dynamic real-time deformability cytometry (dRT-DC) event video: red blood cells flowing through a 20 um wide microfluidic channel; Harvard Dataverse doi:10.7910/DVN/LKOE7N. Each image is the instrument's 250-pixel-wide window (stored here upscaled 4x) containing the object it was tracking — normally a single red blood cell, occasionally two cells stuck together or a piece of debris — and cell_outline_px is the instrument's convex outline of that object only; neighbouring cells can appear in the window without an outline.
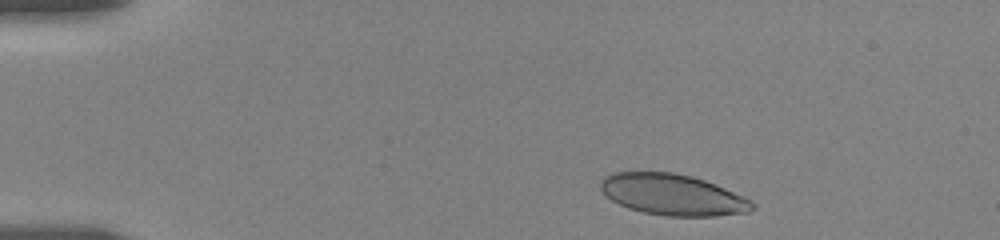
{"species": "human", "species_latin": "Homo sapiens", "temperature_condition": "room temperature", "stored_images_in_passage": 36, "camera_frame_rate_fps": 3000, "um_per_image_px": 0.085, "donor": {"sex": "female"}, "frame": {"image": 1, "passage_image": 3, "time_ms": 0.667, "image_size_px": [1000, 240], "cell_outline_px": [[756, 208], [748, 212], [716, 216], [664, 216], [644, 212], [628, 208], [612, 200], [600, 188], [600, 184], [604, 176], [612, 172], [672, 172], [692, 176], [704, 180], [724, 188], [752, 200], [756, 204]], "centroid_in_image_um": [57.2, 16.55], "position_along_channel_um": 27.8, "area_um2": 36.3}}
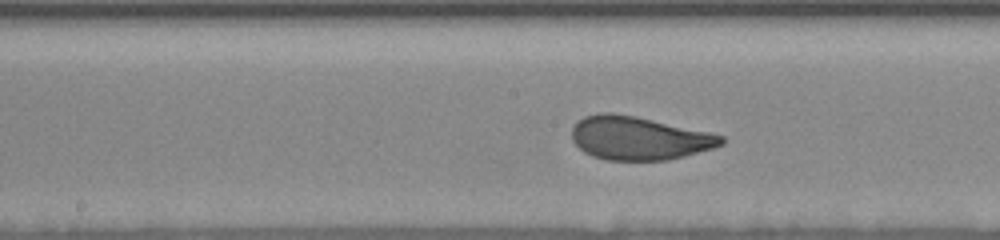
{"frame": {"image": 2, "passage_image": 20, "time_ms": 7.333, "image_size_px": [1000, 240], "cell_outline_px": [[724, 144], [712, 148], [684, 156], [668, 160], [604, 160], [592, 156], [584, 152], [572, 140], [572, 128], [576, 120], [584, 116], [600, 112], [612, 112], [636, 116], [708, 132], [724, 136]], "centroid_in_image_um": [54.26, 11.73], "position_along_channel_um": 193.9, "area_um2": 37.86}}
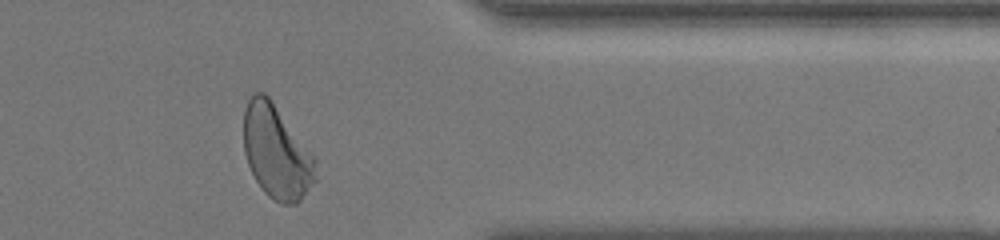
{"frame": {"image": 3, "passage_image": 35, "time_ms": 13.0, "image_size_px": [1000, 240], "cell_outline_px": [[316, 180], [300, 200], [296, 204], [280, 204], [268, 196], [264, 192], [256, 180], [248, 164], [244, 152], [244, 108], [252, 92], [264, 92], [268, 96], [316, 160]], "centroid_in_image_um": [23.48, 12.94], "position_along_channel_um": 387.9, "area_um2": 38.73}, "authors_computed_cell_mechanics": {"area_um2": 37.7434, "velocity_mm_per_s": 3.6067, "shape_relaxation_time_tau1_ms": 3.6026, "shape_relaxation_time_tau2_ms": null, "deformation_change_tau1": 0.1547, "deformation_change_tau2": null}}